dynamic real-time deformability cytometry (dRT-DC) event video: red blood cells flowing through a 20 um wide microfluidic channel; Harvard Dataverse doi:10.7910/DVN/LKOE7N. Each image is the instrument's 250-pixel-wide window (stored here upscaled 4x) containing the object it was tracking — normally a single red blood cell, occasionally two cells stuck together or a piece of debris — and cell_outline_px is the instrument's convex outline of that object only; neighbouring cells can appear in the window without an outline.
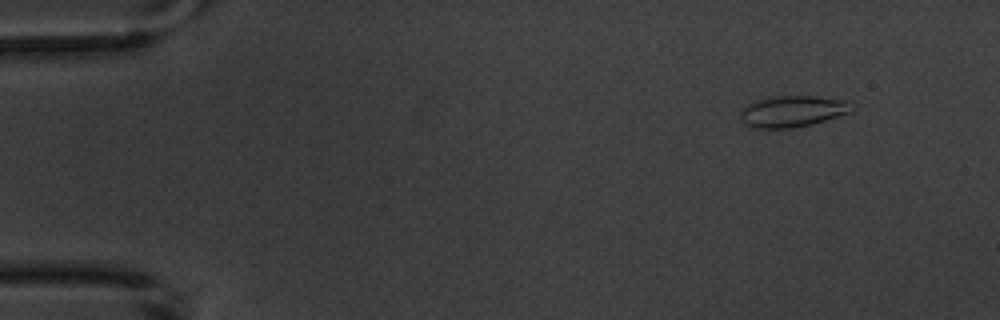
{"species": "common noctule bat (a hibernating species)", "species_latin": "Nyctalus noctula", "temperature_condition": "warm", "stored_images_in_passage": 4, "camera_frame_rate_fps": 3000, "um_per_image_px": 0.085, "animal": {"sex": "male", "body_mass_g": 20.1, "forearm_length_mm": 53.5}, "frame": {"image": 1, "passage_image": 1, "time_ms": 0.0, "image_size_px": [1000, 320], "cell_outline_px": [[856, 108], [848, 112], [812, 124], [792, 128], [756, 128], [748, 124], [740, 116], [740, 112], [748, 104], [760, 100], [776, 96], [816, 96], [844, 100]], "centroid_in_image_um": [67.39, 9.46], "position_along_channel_um": 17.6, "area_um2": 19.77}}